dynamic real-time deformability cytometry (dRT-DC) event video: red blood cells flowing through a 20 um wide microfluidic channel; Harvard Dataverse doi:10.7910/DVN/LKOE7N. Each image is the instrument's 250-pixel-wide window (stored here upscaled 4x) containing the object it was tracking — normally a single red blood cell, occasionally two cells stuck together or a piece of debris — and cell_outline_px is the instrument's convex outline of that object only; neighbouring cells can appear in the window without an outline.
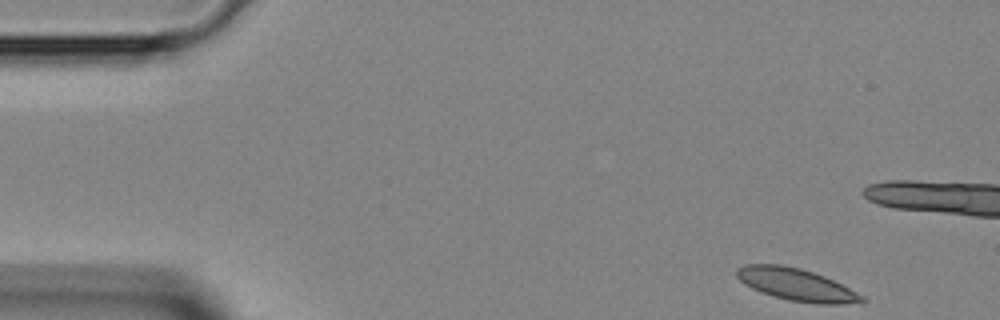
{"species": "Egyptian fruit bat (a non-hibernating species)", "species_latin": "Rousettus aegyptiacus", "temperature_condition": "room temperature", "stored_images_in_passage": 29, "camera_frame_rate_fps": 3000, "um_per_image_px": 0.085, "animal": {"sex": "female"}, "frame": {"image": 1, "passage_image": 1, "time_ms": 0.0, "image_size_px": [1000, 320], "cell_outline_px": [[868, 300], [864, 304], [816, 304], [788, 300], [772, 296], [760, 292], [744, 284], [736, 276], [736, 268], [744, 264], [780, 264], [800, 268], [824, 276], [864, 296]], "centroid_in_image_um": [67.7, 24.21], "position_along_channel_um": 17.3, "area_um2": 23.76}}
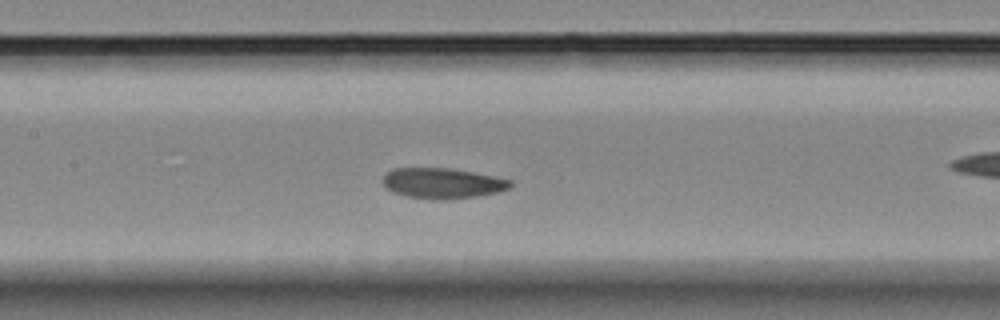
{"frame": {"image": 2, "passage_image": 17, "time_ms": 5.333, "image_size_px": [1000, 320], "cell_outline_px": [[512, 184], [508, 188], [496, 192], [476, 196], [404, 196], [392, 192], [384, 188], [380, 180], [392, 168], [448, 168], [472, 172], [512, 180]], "centroid_in_image_um": [37.53, 15.51], "position_along_channel_um": 169.9, "area_um2": 21.56}}
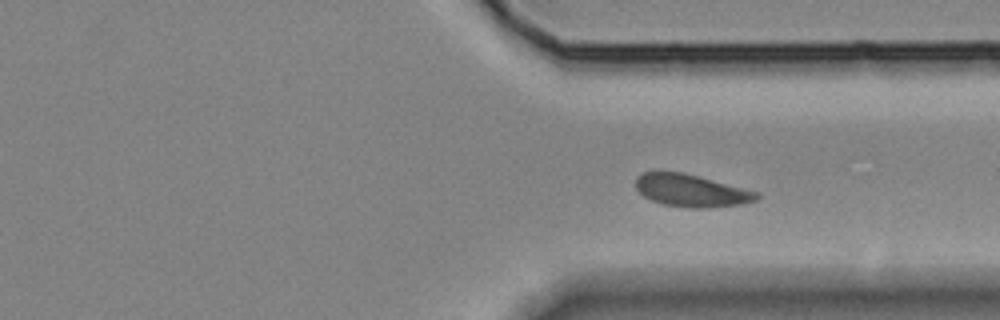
{"frame": {"image": 3, "passage_image": 29, "time_ms": 9.333, "image_size_px": [1000, 320], "cell_outline_px": [[760, 196], [756, 200], [744, 204], [704, 208], [692, 208], [660, 204], [644, 196], [636, 188], [636, 176], [644, 172], [684, 172], [700, 176], [756, 192]], "centroid_in_image_um": [58.73, 16.2], "position_along_channel_um": 352.7, "area_um2": 22.72}}